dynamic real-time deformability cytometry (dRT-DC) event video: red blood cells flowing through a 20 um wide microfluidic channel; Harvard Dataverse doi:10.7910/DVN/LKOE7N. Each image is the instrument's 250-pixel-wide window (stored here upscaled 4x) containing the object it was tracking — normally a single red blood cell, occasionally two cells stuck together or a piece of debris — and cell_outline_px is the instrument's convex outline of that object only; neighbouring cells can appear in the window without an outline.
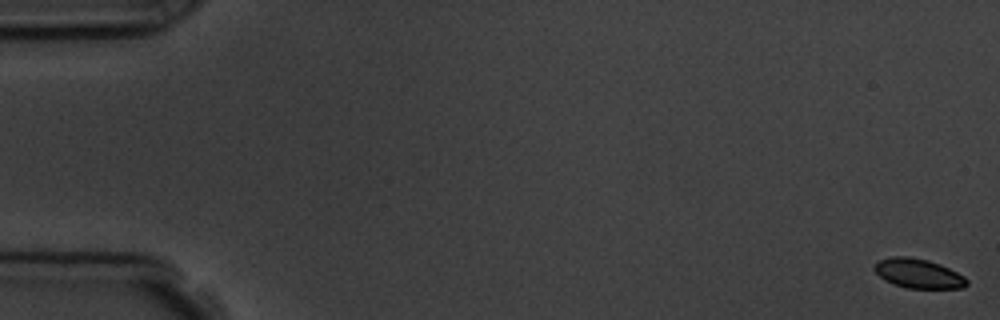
{"species": "common noctule bat (a hibernating species)", "species_latin": "Nyctalus noctula", "temperature_condition": "room temperature", "stored_images_in_passage": 5, "camera_frame_rate_fps": 3000, "um_per_image_px": 0.085, "animal": {"sex": "male", "body_mass_g": 19.5, "forearm_length_mm": 54.6}, "frame": {"image": 1, "passage_image": 1, "time_ms": 0.0, "image_size_px": [1000, 320], "cell_outline_px": [[968, 284], [964, 288], [908, 288], [892, 284], [884, 280], [872, 268], [880, 260], [892, 256], [908, 256], [928, 260], [940, 264], [964, 276], [968, 280]], "centroid_in_image_um": [78.06, 23.25], "position_along_channel_um": 6.9, "area_um2": 15.84}}
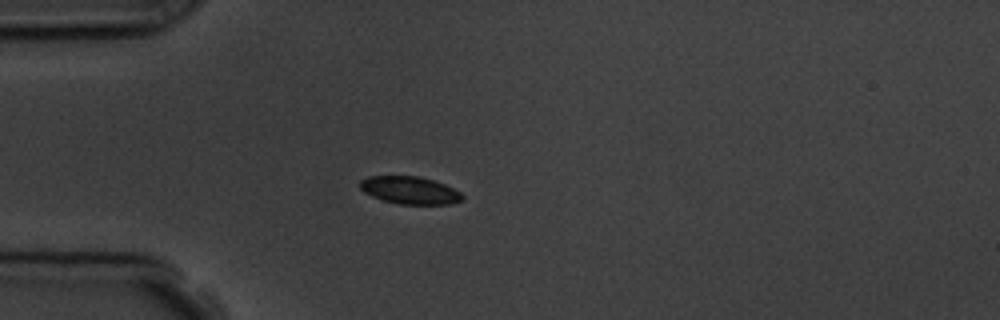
{"frame": {"image": 2, "passage_image": 5, "time_ms": 5.0, "image_size_px": [1000, 320], "cell_outline_px": [[464, 200], [452, 204], [400, 204], [380, 200], [364, 192], [360, 188], [360, 180], [368, 176], [416, 176], [432, 180], [444, 184], [460, 192], [464, 196]], "centroid_in_image_um": [34.83, 16.18], "position_along_channel_um": 50.2, "area_um2": 16.47}}